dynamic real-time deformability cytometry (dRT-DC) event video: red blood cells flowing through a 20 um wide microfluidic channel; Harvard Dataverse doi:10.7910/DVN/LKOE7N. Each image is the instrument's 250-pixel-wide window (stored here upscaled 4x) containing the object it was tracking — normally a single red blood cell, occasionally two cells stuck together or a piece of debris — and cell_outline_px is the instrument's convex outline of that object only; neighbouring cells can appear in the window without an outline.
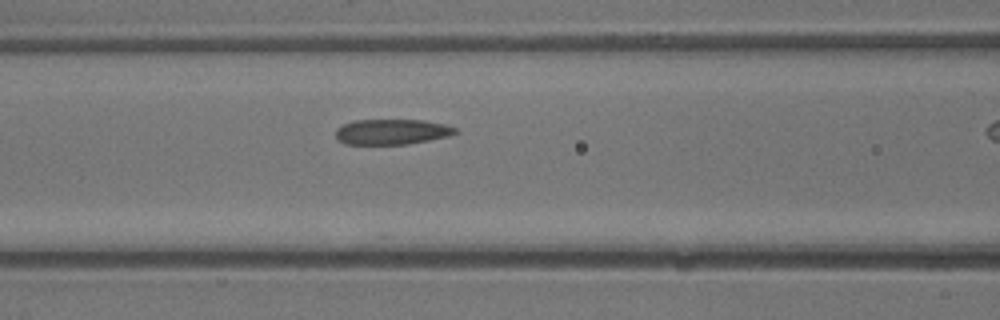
{"species": "common noctule bat (a hibernating species)", "species_latin": "Nyctalus noctula", "temperature_condition": "warm", "stored_images_in_passage": 13, "camera_frame_rate_fps": 3000, "um_per_image_px": 0.085, "animal": {"sex": "male", "body_mass_g": 13.3}, "frame": {"image": 1, "passage_image": 10, "time_ms": 3.0, "image_size_px": [1000, 320], "cell_outline_px": [[460, 132], [448, 136], [408, 144], [344, 144], [336, 140], [336, 128], [352, 120], [424, 120], [448, 124], [456, 128]], "centroid_in_image_um": [33.31, 11.2], "position_along_channel_um": 133.3, "area_um2": 17.92}}